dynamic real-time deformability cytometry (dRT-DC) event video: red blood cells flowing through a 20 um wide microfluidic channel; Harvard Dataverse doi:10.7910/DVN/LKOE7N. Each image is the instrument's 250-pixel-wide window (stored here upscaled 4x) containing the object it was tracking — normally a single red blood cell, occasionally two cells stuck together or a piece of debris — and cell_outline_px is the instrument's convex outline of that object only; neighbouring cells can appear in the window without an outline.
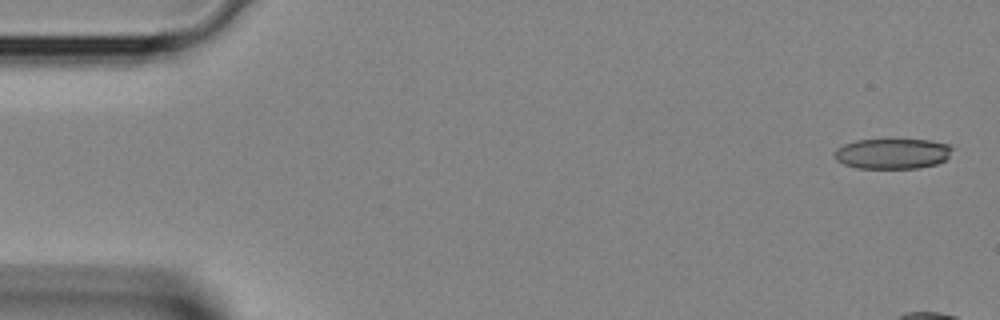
{"species": "Egyptian fruit bat (a non-hibernating species)", "species_latin": "Rousettus aegyptiacus", "temperature_condition": "room temperature", "stored_images_in_passage": 7, "camera_frame_rate_fps": 3000, "um_per_image_px": 0.085, "animal": {"sex": "female"}, "frame": {"image": 1, "passage_image": 1, "time_ms": 0.0, "image_size_px": [1000, 320], "cell_outline_px": [[952, 148], [948, 156], [944, 160], [936, 164], [920, 168], [856, 168], [844, 164], [836, 160], [832, 152], [836, 148], [844, 144], [856, 140], [928, 140], [952, 144]], "centroid_in_image_um": [75.83, 13.06], "position_along_channel_um": 9.2, "area_um2": 20.92}}